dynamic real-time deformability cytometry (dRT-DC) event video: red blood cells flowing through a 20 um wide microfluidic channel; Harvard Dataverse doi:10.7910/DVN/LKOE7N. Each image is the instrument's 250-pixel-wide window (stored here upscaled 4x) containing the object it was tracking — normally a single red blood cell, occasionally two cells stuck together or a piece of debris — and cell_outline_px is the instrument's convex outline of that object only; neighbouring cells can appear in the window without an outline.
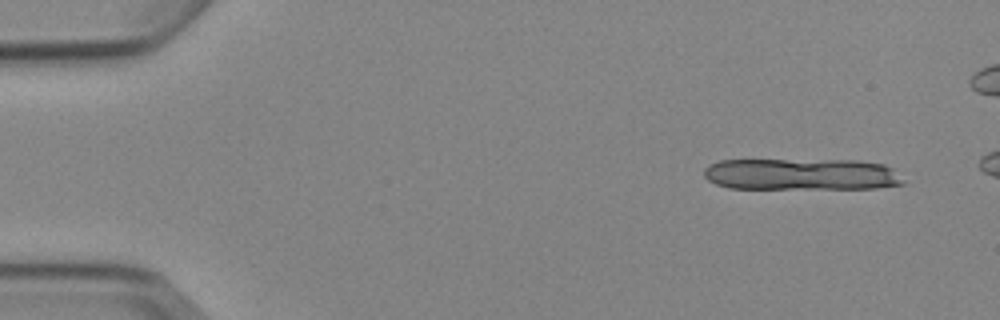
{"species": "Egyptian fruit bat (a non-hibernating species)", "species_latin": "Rousettus aegyptiacus", "temperature_condition": "cold", "stored_images_in_passage": 6, "camera_frame_rate_fps": 3000, "um_per_image_px": 0.085, "animal": {"sex": "female"}, "frame": {"image": 1, "passage_image": 1, "time_ms": 0.0, "image_size_px": [1000, 320], "cell_outline_px": [[904, 184], [876, 188], [728, 188], [716, 184], [708, 180], [704, 176], [704, 168], [708, 164], [720, 160], [856, 160], [884, 164], [892, 168], [904, 180]], "centroid_in_image_um": [68.11, 14.81], "position_along_channel_um": 16.9, "area_um2": 36.93}}